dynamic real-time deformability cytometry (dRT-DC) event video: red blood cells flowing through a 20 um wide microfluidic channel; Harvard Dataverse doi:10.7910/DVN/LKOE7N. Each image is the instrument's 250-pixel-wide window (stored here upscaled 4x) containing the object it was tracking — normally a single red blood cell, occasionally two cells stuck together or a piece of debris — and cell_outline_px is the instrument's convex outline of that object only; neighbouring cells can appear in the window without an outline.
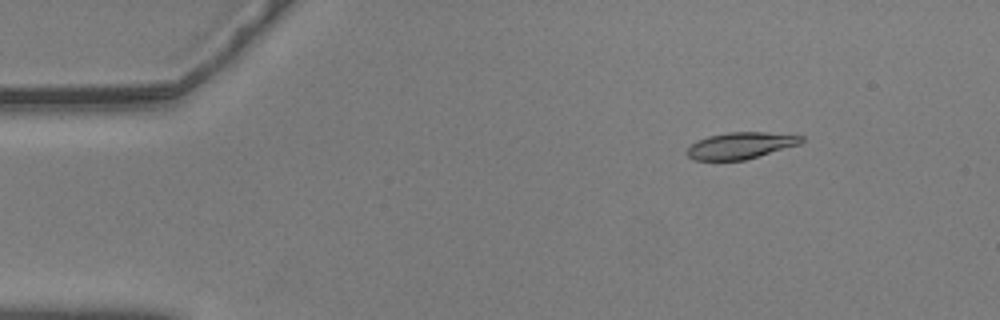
{"species": "common noctule bat (a hibernating species)", "species_latin": "Nyctalus noctula", "temperature_condition": "warm", "stored_images_in_passage": 43, "camera_frame_rate_fps": 3000, "um_per_image_px": 0.085, "animal": {"sex": "male", "body_mass_g": 20.5, "forearm_length_mm": 52.5}, "frame": {"image": 1, "passage_image": 5, "time_ms": 1.333, "image_size_px": [1000, 320], "cell_outline_px": [[804, 140], [800, 144], [744, 160], [692, 160], [684, 152], [696, 140], [708, 136], [728, 132], [764, 132], [804, 136]], "centroid_in_image_um": [62.92, 12.37], "position_along_channel_um": 22.1, "area_um2": 17.69}}
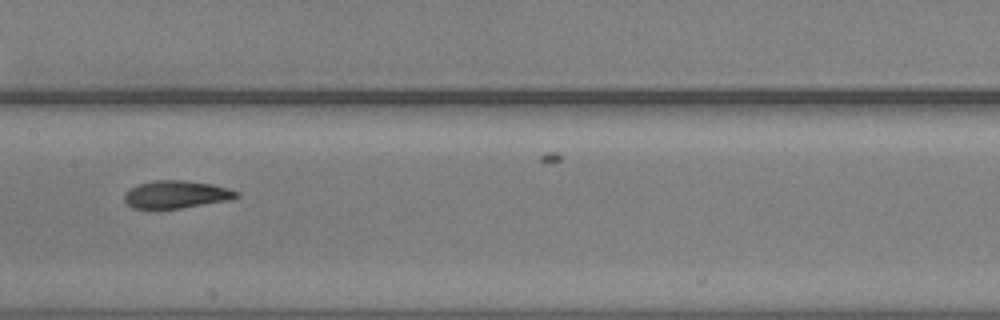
{"frame": {"image": 2, "passage_image": 26, "time_ms": 8.333, "image_size_px": [1000, 320], "cell_outline_px": [[240, 196], [228, 200], [156, 212], [132, 208], [124, 200], [124, 192], [128, 188], [136, 184], [156, 180], [184, 180], [212, 184], [228, 188], [240, 192]], "centroid_in_image_um": [14.89, 16.56], "position_along_channel_um": 192.5, "area_um2": 18.79}}
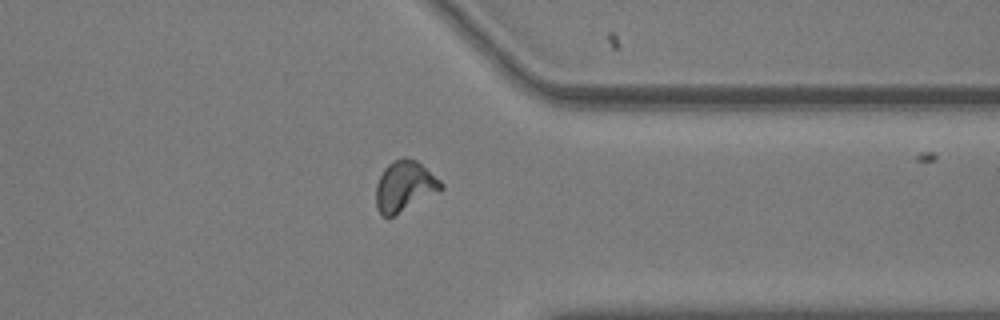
{"frame": {"image": 3, "passage_image": 42, "time_ms": 13.667, "image_size_px": [1000, 320], "cell_outline_px": [[444, 188], [440, 192], [392, 216], [384, 216], [376, 208], [376, 184], [384, 168], [392, 160], [404, 156], [416, 160], [440, 180], [444, 184]], "centroid_in_image_um": [34.4, 15.81], "position_along_channel_um": 377.0, "area_um2": 19.19}}